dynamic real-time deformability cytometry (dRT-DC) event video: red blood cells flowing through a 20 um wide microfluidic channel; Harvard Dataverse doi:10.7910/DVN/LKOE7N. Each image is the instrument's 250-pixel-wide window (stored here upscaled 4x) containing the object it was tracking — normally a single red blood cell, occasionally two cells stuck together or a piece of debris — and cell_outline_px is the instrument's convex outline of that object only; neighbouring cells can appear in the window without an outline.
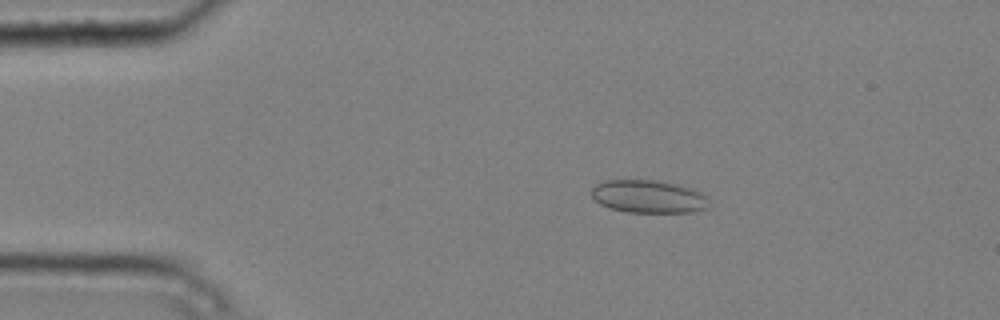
{"species": "common noctule bat (a hibernating species)", "species_latin": "Nyctalus noctula", "temperature_condition": "cold", "stored_images_in_passage": 7, "camera_frame_rate_fps": 3000, "um_per_image_px": 0.085, "animal": {"sex": "male", "body_mass_g": 20.4}, "frame": {"image": 1, "passage_image": 3, "time_ms": 0.667, "image_size_px": [1000, 320], "cell_outline_px": [[708, 208], [692, 212], [628, 212], [612, 208], [600, 204], [592, 196], [592, 188], [596, 184], [604, 180], [656, 180], [676, 184], [700, 192], [708, 196]], "centroid_in_image_um": [55.13, 16.7], "position_along_channel_um": 29.9, "area_um2": 22.37}}
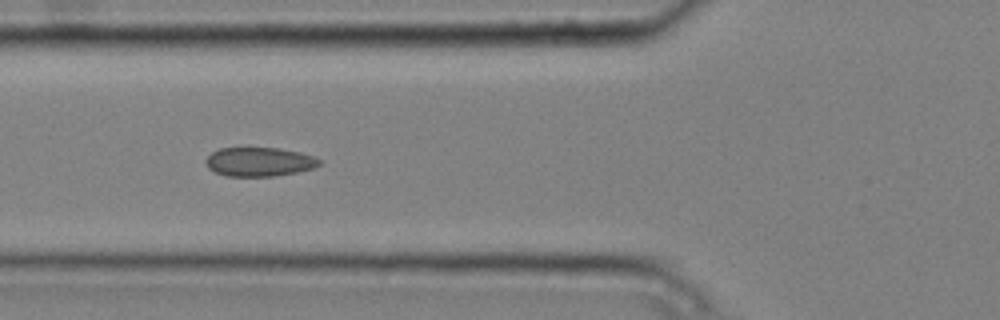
{"frame": {"image": 2, "passage_image": 6, "time_ms": 1.667, "image_size_px": [1000, 320], "cell_outline_px": [[320, 164], [312, 168], [296, 172], [272, 176], [228, 176], [216, 172], [208, 168], [204, 160], [212, 152], [220, 148], [276, 148], [300, 152], [312, 156], [320, 160]], "centroid_in_image_um": [22.0, 13.75], "position_along_channel_um": 103.8, "area_um2": 18.96}}
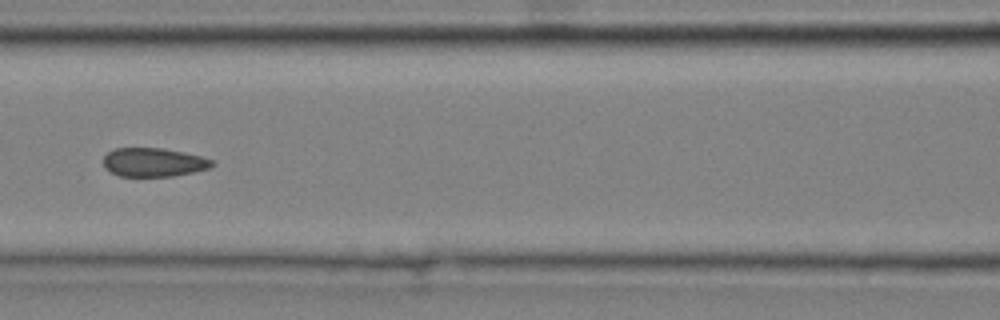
{"frame": {"image": 3, "passage_image": 7, "time_ms": 2.0, "image_size_px": [1000, 320], "cell_outline_px": [[216, 164], [212, 168], [172, 176], [120, 176], [104, 168], [104, 156], [108, 152], [116, 148], [164, 148], [184, 152], [200, 156], [212, 160]], "centroid_in_image_um": [13.08, 13.79], "position_along_channel_um": 153.5, "area_um2": 18.21}}